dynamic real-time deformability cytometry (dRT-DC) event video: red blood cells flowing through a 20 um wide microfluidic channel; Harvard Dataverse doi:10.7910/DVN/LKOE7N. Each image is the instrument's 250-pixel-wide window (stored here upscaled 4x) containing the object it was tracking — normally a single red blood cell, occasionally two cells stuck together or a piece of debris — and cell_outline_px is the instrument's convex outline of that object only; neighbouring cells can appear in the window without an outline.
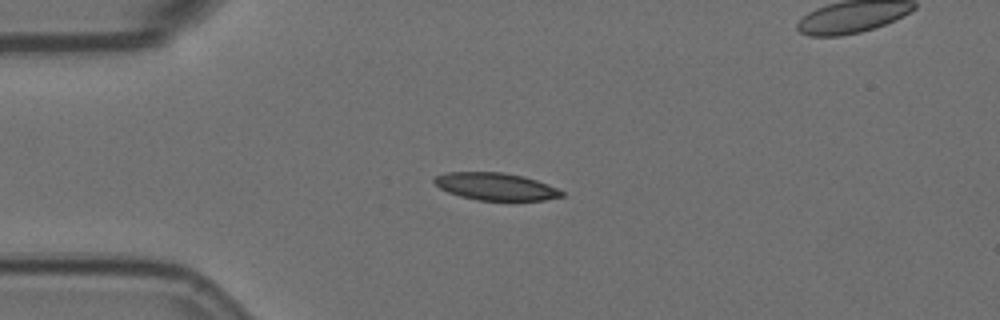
{"species": "Egyptian fruit bat (a non-hibernating species)", "species_latin": "Rousettus aegyptiacus", "temperature_condition": "room temperature", "stored_images_in_passage": 3, "camera_frame_rate_fps": 3000, "um_per_image_px": 0.085, "animal": {"sex": "female"}, "frame": {"image": 1, "passage_image": 1, "time_ms": 0.0, "image_size_px": [1000, 320], "cell_outline_px": [[564, 196], [544, 200], [508, 204], [476, 200], [460, 196], [448, 192], [440, 188], [432, 180], [436, 176], [448, 172], [500, 172], [524, 176], [548, 184], [564, 192]], "centroid_in_image_um": [42.19, 15.91], "position_along_channel_um": 42.8, "area_um2": 21.21}}